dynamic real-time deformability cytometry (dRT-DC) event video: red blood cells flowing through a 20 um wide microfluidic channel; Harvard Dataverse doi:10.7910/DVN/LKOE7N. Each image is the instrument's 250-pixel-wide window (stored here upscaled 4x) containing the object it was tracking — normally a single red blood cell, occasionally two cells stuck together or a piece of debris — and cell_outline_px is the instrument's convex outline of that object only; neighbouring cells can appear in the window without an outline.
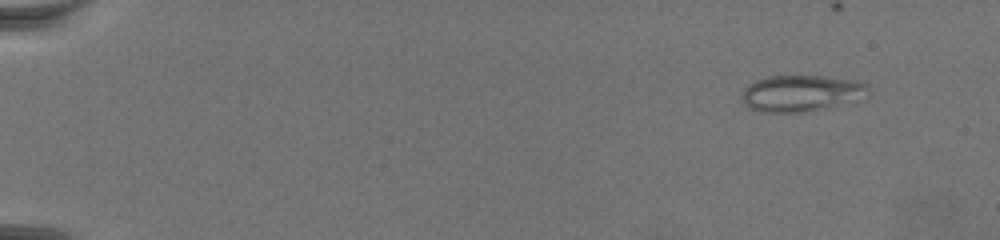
{"species": "common noctule bat (a hibernating species)", "species_latin": "Nyctalus noctula", "temperature_condition": "warm", "stored_images_in_passage": 68, "camera_frame_rate_fps": 3000, "um_per_image_px": 0.085, "animal": {"sex": "female", "body_mass_g": 19.5, "forearm_length_mm": 54.1}, "frame": {"image": 1, "passage_image": 2, "time_ms": 0.333, "image_size_px": [1000, 240], "cell_outline_px": [[868, 88], [828, 104], [800, 112], [760, 112], [748, 108], [744, 104], [744, 92], [756, 80], [768, 76], [820, 76], [868, 84]], "centroid_in_image_um": [67.78, 7.9], "position_along_channel_um": 17.2, "area_um2": 24.04}}
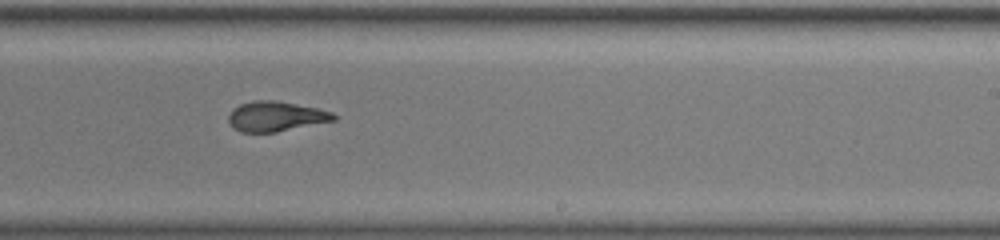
{"frame": {"image": 2, "passage_image": 42, "time_ms": 13.667, "image_size_px": [1000, 240], "cell_outline_px": [[336, 120], [276, 132], [240, 132], [232, 128], [228, 120], [228, 116], [232, 108], [240, 104], [256, 100], [276, 100], [316, 108], [332, 112], [336, 116]], "centroid_in_image_um": [23.4, 9.89], "position_along_channel_um": 265.6, "area_um2": 18.38}}
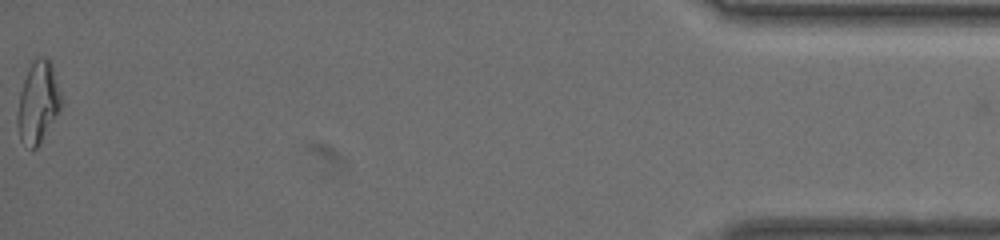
{"frame": {"image": 3, "passage_image": 67, "time_ms": 22.0, "image_size_px": [1000, 240], "cell_outline_px": [[64, 104], [36, 148], [32, 148], [20, 140], [16, 124], [16, 120], [20, 92], [24, 80], [32, 60], [36, 56], [44, 56], [52, 64]], "centroid_in_image_um": [3.24, 8.67], "position_along_channel_um": 432.0, "area_um2": 20.81}}